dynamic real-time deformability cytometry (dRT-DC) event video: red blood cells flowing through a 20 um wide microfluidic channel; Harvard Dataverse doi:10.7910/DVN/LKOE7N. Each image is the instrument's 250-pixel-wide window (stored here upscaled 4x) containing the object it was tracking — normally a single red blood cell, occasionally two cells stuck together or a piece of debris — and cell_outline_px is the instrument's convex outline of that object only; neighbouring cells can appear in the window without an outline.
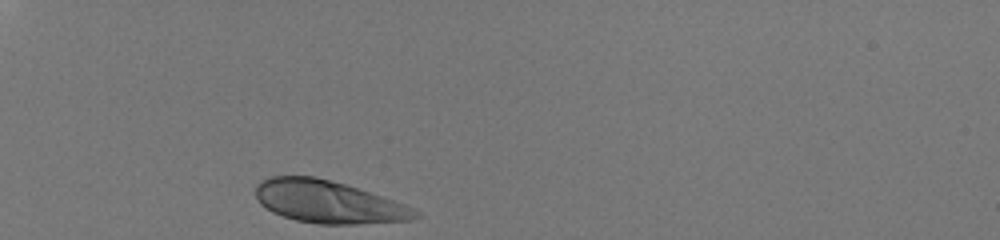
{"species": "human", "species_latin": "Homo sapiens", "temperature_condition": "room temperature", "stored_images_in_passage": 29, "camera_frame_rate_fps": 3000, "um_per_image_px": 0.085, "donor": {"sex": "male"}, "frame": {"image": 1, "passage_image": 1, "time_ms": 0.0, "image_size_px": [1000, 240], "cell_outline_px": [[424, 216], [412, 220], [356, 224], [316, 224], [296, 220], [272, 212], [260, 204], [256, 196], [256, 184], [260, 180], [272, 176], [312, 176], [344, 184], [404, 204], [420, 212]], "centroid_in_image_um": [27.89, 17.17], "position_along_channel_um": 57.1, "area_um2": 39.3}}
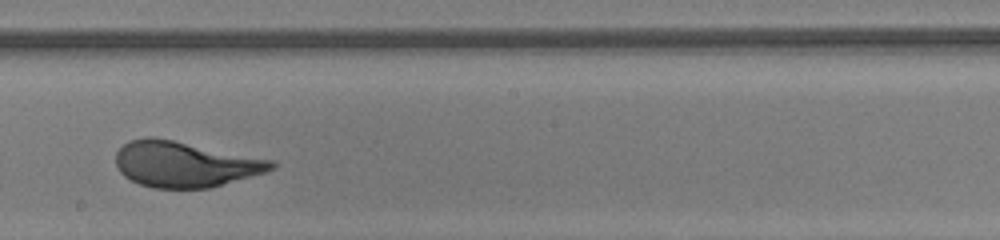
{"frame": {"image": 2, "passage_image": 17, "time_ms": 5.333, "image_size_px": [1000, 240], "cell_outline_px": [[276, 168], [264, 172], [212, 188], [152, 188], [140, 184], [124, 176], [120, 172], [116, 164], [116, 152], [124, 144], [132, 140], [148, 136], [172, 140], [276, 160]], "centroid_in_image_um": [15.74, 13.96], "position_along_channel_um": 232.5, "area_um2": 41.33}}
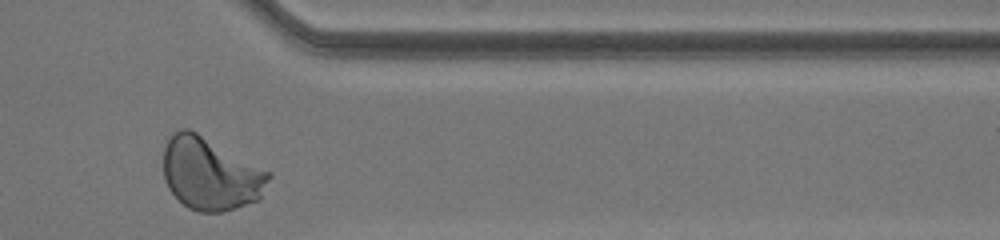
{"frame": {"image": 3, "passage_image": 29, "time_ms": 9.333, "image_size_px": [1000, 240], "cell_outline_px": [[272, 176], [260, 200], [220, 212], [200, 212], [188, 208], [168, 188], [164, 180], [164, 144], [168, 136], [172, 132], [180, 128], [188, 128], [196, 132], [272, 172]], "centroid_in_image_um": [17.89, 14.76], "position_along_channel_um": 393.5, "area_um2": 44.8}, "authors_computed_cell_mechanics": {"area_um2": 40.9224, "velocity_mm_per_s": 4.0558, "shape_relaxation_time_tau1_ms": 3.9265, "shape_relaxation_time_tau2_ms": null, "deformation_change_tau1": 0.2081, "deformation_change_tau2": null}}